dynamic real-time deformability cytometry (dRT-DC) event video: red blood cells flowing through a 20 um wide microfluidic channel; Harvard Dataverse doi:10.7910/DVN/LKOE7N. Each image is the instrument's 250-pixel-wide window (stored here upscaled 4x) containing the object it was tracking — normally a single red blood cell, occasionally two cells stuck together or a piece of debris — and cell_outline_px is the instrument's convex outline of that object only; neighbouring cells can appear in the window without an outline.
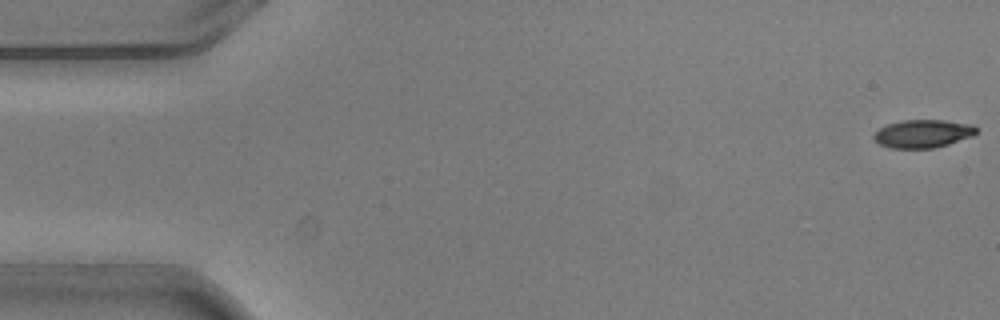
{"species": "common noctule bat (a hibernating species)", "species_latin": "Nyctalus noctula", "temperature_condition": "warm", "stored_images_in_passage": 6, "camera_frame_rate_fps": 3000, "um_per_image_px": 0.085, "animal": {"sex": "male", "body_mass_g": 20.5, "forearm_length_mm": 52.5}, "frame": {"image": 1, "passage_image": 1, "time_ms": 0.0, "image_size_px": [1000, 320], "cell_outline_px": [[976, 132], [972, 136], [948, 144], [932, 148], [888, 148], [880, 144], [872, 136], [880, 128], [888, 124], [900, 120], [944, 120], [972, 124], [976, 128]], "centroid_in_image_um": [78.43, 11.36], "position_along_channel_um": 6.6, "area_um2": 16.65}}
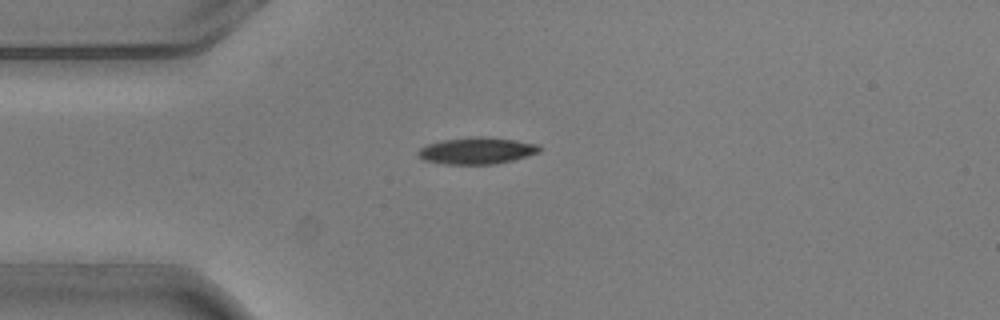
{"frame": {"image": 2, "passage_image": 4, "time_ms": 1.0, "image_size_px": [1000, 320], "cell_outline_px": [[544, 148], [540, 152], [528, 156], [496, 164], [444, 164], [424, 160], [416, 152], [420, 148], [428, 144], [444, 140], [476, 136], [480, 136], [516, 140], [540, 144]], "centroid_in_image_um": [40.59, 12.81], "position_along_channel_um": 44.4, "area_um2": 18.96}}